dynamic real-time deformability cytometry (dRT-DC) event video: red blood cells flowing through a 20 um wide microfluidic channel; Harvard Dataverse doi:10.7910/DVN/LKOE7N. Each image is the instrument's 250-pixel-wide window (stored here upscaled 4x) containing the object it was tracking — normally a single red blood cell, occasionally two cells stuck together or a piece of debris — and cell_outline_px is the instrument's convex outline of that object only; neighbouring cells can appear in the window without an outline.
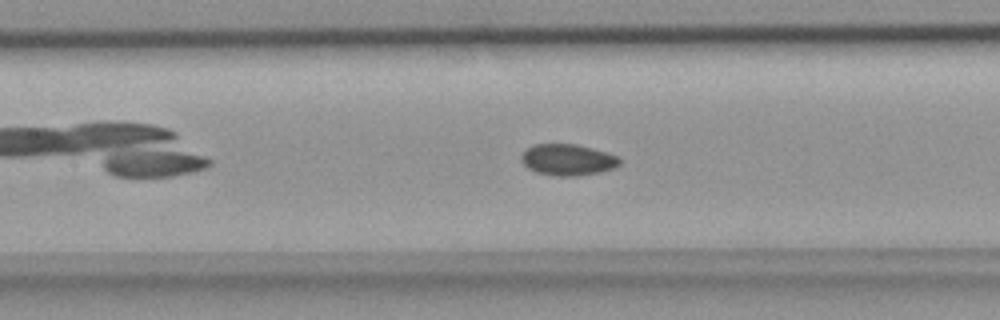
{"species": "common noctule bat (a hibernating species)", "species_latin": "Nyctalus noctula", "temperature_condition": "room temperature", "stored_images_in_passage": 39, "camera_frame_rate_fps": 3000, "um_per_image_px": 0.085, "animal": {"sex": "female", "body_mass_g": 18.4}, "frame": {"image": 1, "passage_image": 12, "time_ms": 3.667, "image_size_px": [1000, 320], "cell_outline_px": [[620, 164], [616, 168], [600, 172], [576, 176], [556, 176], [536, 172], [528, 168], [520, 160], [520, 156], [532, 144], [576, 144], [608, 152], [620, 156]], "centroid_in_image_um": [48.29, 13.58], "position_along_channel_um": 159.1, "area_um2": 18.15}}
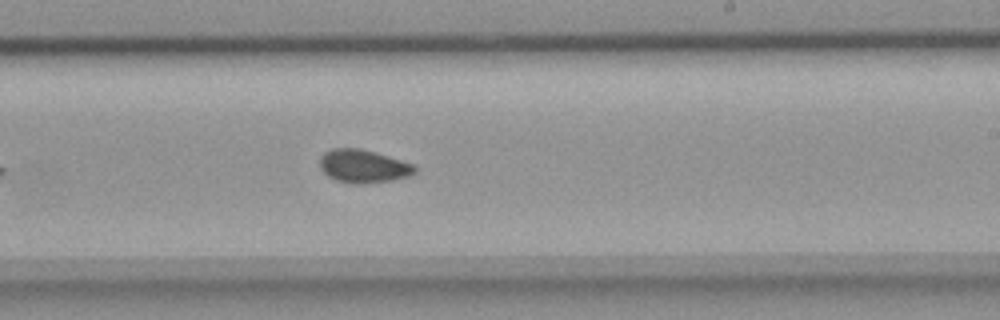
{"frame": {"image": 2, "passage_image": 19, "time_ms": 6.0, "image_size_px": [1000, 320], "cell_outline_px": [[416, 172], [408, 176], [388, 180], [356, 184], [352, 184], [336, 180], [328, 176], [320, 168], [320, 156], [324, 152], [332, 148], [360, 148], [376, 152], [412, 164], [416, 168]], "centroid_in_image_um": [30.83, 14.11], "position_along_channel_um": 258.2, "area_um2": 18.15}}
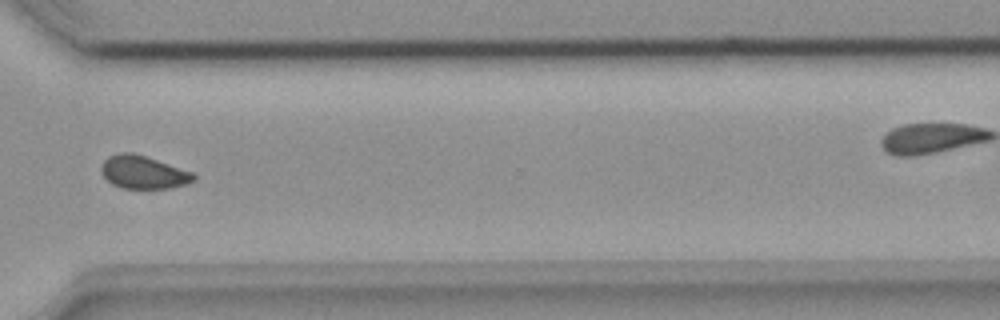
{"frame": {"image": 3, "passage_image": 26, "time_ms": 8.333, "image_size_px": [1000, 320], "cell_outline_px": [[196, 180], [172, 188], [120, 188], [112, 184], [100, 172], [100, 168], [104, 160], [108, 156], [120, 152], [132, 152], [192, 172], [196, 176]], "centroid_in_image_um": [12.15, 14.64], "position_along_channel_um": 358.5, "area_um2": 17.63}}